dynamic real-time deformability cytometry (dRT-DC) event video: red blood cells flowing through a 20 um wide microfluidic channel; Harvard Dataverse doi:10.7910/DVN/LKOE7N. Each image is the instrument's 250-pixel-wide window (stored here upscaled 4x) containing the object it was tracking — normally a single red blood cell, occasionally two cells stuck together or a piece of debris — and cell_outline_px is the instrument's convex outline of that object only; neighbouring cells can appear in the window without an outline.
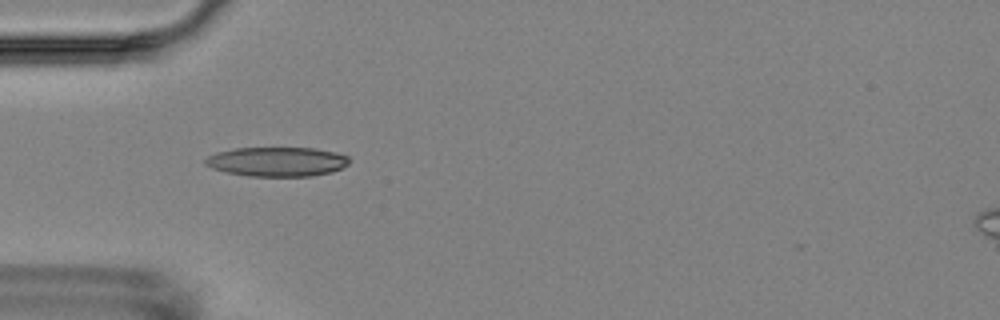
{"species": "Egyptian fruit bat (a non-hibernating species)", "species_latin": "Rousettus aegyptiacus", "temperature_condition": "room temperature", "stored_images_in_passage": 2, "camera_frame_rate_fps": 3000, "um_per_image_px": 0.085, "animal": {"sex": "female"}, "frame": {"image": 1, "passage_image": 1, "time_ms": 0.0, "image_size_px": [1000, 320], "cell_outline_px": [[348, 164], [332, 172], [312, 176], [248, 176], [228, 172], [212, 168], [204, 164], [204, 160], [208, 156], [216, 152], [236, 148], [316, 148], [336, 152], [348, 156]], "centroid_in_image_um": [23.54, 13.74], "position_along_channel_um": 61.5, "area_um2": 24.62}}